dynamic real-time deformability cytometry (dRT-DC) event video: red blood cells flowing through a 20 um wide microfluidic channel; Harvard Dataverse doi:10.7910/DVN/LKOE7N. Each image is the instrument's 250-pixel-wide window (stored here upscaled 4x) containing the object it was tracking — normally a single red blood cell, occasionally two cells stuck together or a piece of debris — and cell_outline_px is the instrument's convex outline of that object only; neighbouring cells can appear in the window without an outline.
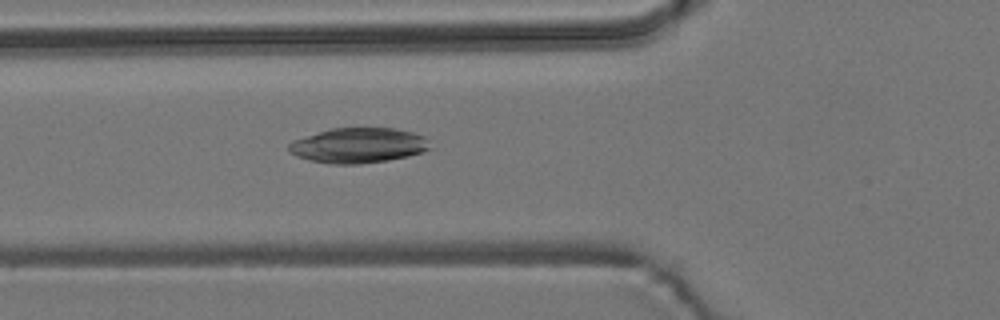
{"species": "common noctule bat (a hibernating species)", "species_latin": "Nyctalus noctula", "temperature_condition": "room temperature", "stored_images_in_passage": 2, "camera_frame_rate_fps": 3000, "um_per_image_px": 0.085, "animal": {"sex": "male", "body_mass_g": 19.2, "forearm_length_mm": 51.8}, "frame": {"image": 1, "passage_image": 2, "time_ms": 1.0, "image_size_px": [1000, 320], "cell_outline_px": [[432, 148], [424, 152], [408, 156], [388, 160], [360, 164], [328, 164], [308, 160], [296, 156], [288, 152], [288, 144], [292, 140], [328, 128], [392, 128], [412, 132], [424, 136], [428, 140]], "centroid_in_image_um": [30.43, 12.36], "position_along_channel_um": 95.4, "area_um2": 29.3}}